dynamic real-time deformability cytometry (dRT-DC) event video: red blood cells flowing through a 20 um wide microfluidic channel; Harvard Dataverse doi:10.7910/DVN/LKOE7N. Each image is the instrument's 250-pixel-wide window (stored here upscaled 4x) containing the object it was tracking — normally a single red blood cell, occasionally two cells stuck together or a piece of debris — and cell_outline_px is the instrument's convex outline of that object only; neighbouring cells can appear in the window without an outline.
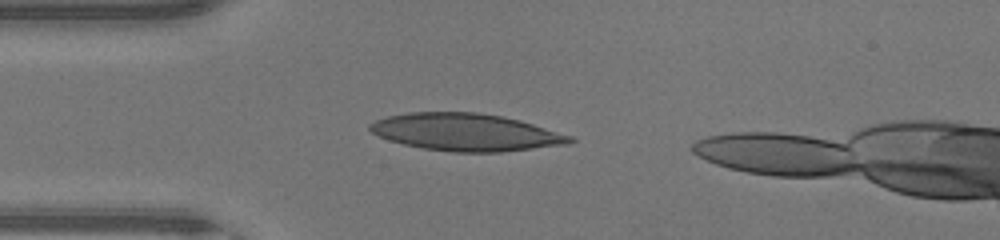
{"species": "human", "species_latin": "Homo sapiens", "temperature_condition": "warm", "stored_images_in_passage": 34, "camera_frame_rate_fps": 3000, "um_per_image_px": 0.085, "donor": {"sex": "male"}, "frame": {"image": 1, "passage_image": 4, "time_ms": 1.0, "image_size_px": [1000, 240], "cell_outline_px": [[576, 140], [568, 144], [500, 152], [452, 152], [424, 148], [404, 144], [388, 140], [372, 132], [368, 128], [368, 124], [376, 120], [388, 116], [408, 112], [476, 112], [500, 116], [520, 120], [572, 136]], "centroid_in_image_um": [39.59, 11.23], "position_along_channel_um": 45.4, "area_um2": 43.29}}
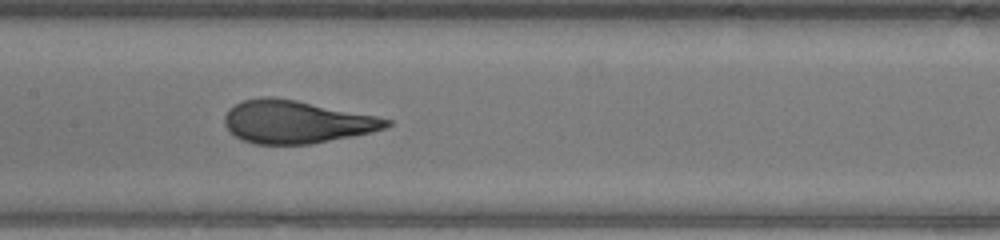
{"frame": {"image": 2, "passage_image": 14, "time_ms": 4.333, "image_size_px": [1000, 240], "cell_outline_px": [[392, 124], [384, 128], [372, 132], [352, 136], [308, 144], [256, 144], [244, 140], [236, 136], [224, 124], [224, 116], [228, 108], [244, 100], [264, 96], [272, 96], [296, 100], [376, 116], [392, 120]], "centroid_in_image_um": [25.17, 10.35], "position_along_channel_um": 182.2, "area_um2": 40.06}}
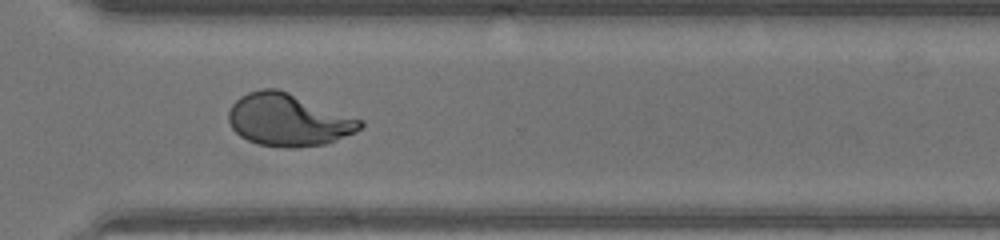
{"frame": {"image": 3, "passage_image": 25, "time_ms": 8.0, "image_size_px": [1000, 240], "cell_outline_px": [[364, 124], [360, 128], [352, 132], [324, 144], [292, 148], [284, 148], [256, 144], [240, 136], [232, 128], [228, 120], [228, 112], [232, 104], [240, 96], [248, 92], [260, 88], [276, 88], [288, 92], [364, 120]], "centroid_in_image_um": [24.46, 10.18], "position_along_channel_um": 346.1, "area_um2": 40.0}, "authors_computed_cell_mechanics": {"area_um2": 40.3733, "velocity_mm_per_s": 4.4749, "shape_relaxation_time_tau1_ms": 8.5963, "shape_relaxation_time_tau2_ms": null, "deformation_change_tau1": 0.403, "deformation_change_tau2": null}}